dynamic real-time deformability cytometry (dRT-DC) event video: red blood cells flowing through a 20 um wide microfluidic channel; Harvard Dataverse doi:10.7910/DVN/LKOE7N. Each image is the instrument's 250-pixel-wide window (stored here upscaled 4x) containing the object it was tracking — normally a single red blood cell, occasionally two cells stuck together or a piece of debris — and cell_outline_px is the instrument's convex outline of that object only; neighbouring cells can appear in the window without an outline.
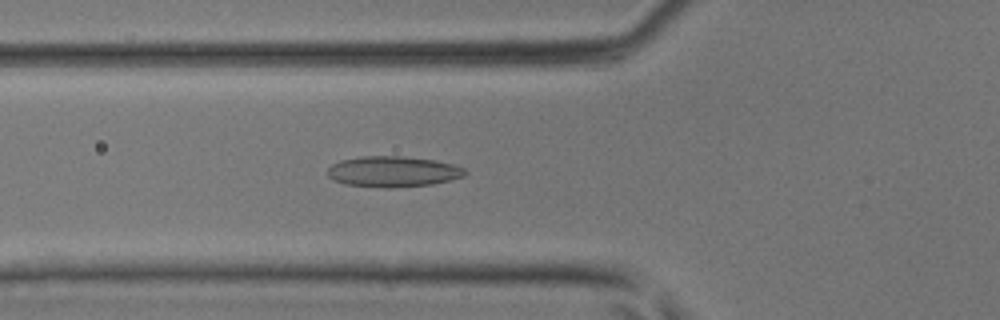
{"species": "common noctule bat (a hibernating species)", "species_latin": "Nyctalus noctula", "temperature_condition": "room temperature", "stored_images_in_passage": 43, "camera_frame_rate_fps": 3000, "um_per_image_px": 0.085, "animal": {"sex": "male", "body_mass_g": 17.9, "forearm_length_mm": 54.2}, "frame": {"image": 1, "passage_image": 16, "time_ms": 5.0, "image_size_px": [1000, 320], "cell_outline_px": [[468, 172], [464, 176], [432, 184], [388, 188], [384, 188], [344, 184], [332, 180], [328, 176], [328, 168], [332, 164], [340, 160], [360, 156], [400, 156], [436, 160], [452, 164], [464, 168]], "centroid_in_image_um": [33.37, 14.58], "position_along_channel_um": 92.4, "area_um2": 24.68}}
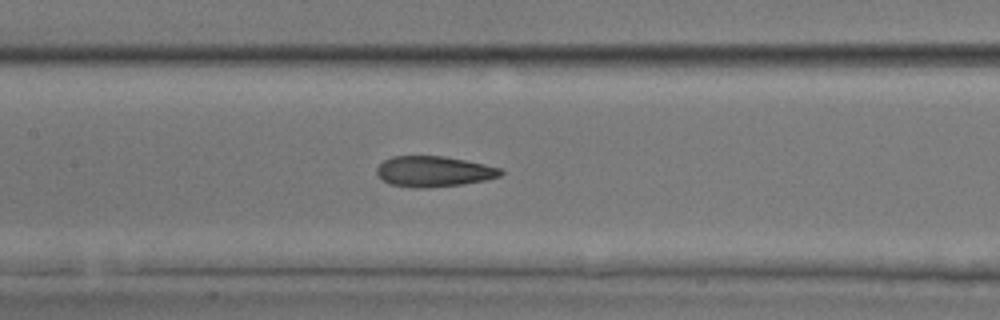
{"frame": {"image": 2, "passage_image": 21, "time_ms": 6.667, "image_size_px": [1000, 320], "cell_outline_px": [[504, 172], [500, 176], [484, 180], [460, 184], [428, 188], [412, 188], [388, 184], [376, 172], [376, 168], [384, 160], [392, 156], [444, 156], [484, 164], [500, 168]], "centroid_in_image_um": [36.84, 14.57], "position_along_channel_um": 170.6, "area_um2": 22.02}}
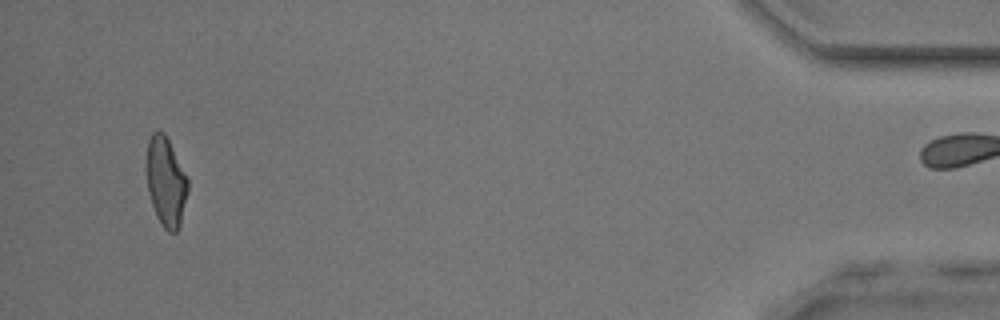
{"frame": {"image": 3, "passage_image": 42, "time_ms": 13.667, "image_size_px": [1000, 320], "cell_outline_px": [[188, 192], [180, 224], [176, 232], [168, 232], [160, 224], [156, 216], [148, 192], [148, 140], [152, 132], [164, 132], [188, 180]], "centroid_in_image_um": [14.11, 15.5], "position_along_channel_um": 421.1, "area_um2": 20.92}}